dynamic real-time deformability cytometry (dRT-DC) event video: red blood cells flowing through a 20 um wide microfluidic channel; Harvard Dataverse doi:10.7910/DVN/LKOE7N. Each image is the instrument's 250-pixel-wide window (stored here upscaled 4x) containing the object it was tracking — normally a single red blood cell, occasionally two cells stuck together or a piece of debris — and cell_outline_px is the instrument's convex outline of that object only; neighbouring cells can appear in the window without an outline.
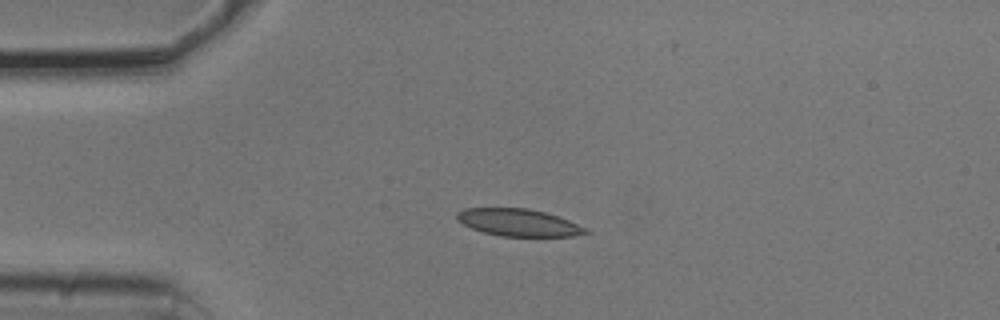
{"species": "common noctule bat (a hibernating species)", "species_latin": "Nyctalus noctula", "temperature_condition": "cold", "stored_images_in_passage": 15, "camera_frame_rate_fps": 3000, "um_per_image_px": 0.085, "animal": {"sex": "male", "body_mass_g": 20.5, "forearm_length_mm": 52.5}, "frame": {"image": 1, "passage_image": 1, "time_ms": 0.0, "image_size_px": [1000, 320], "cell_outline_px": [[592, 232], [572, 236], [500, 236], [484, 232], [472, 228], [456, 220], [456, 212], [464, 208], [528, 208], [544, 212], [568, 220], [588, 228]], "centroid_in_image_um": [44.07, 18.91], "position_along_channel_um": 40.9, "area_um2": 20.4}}
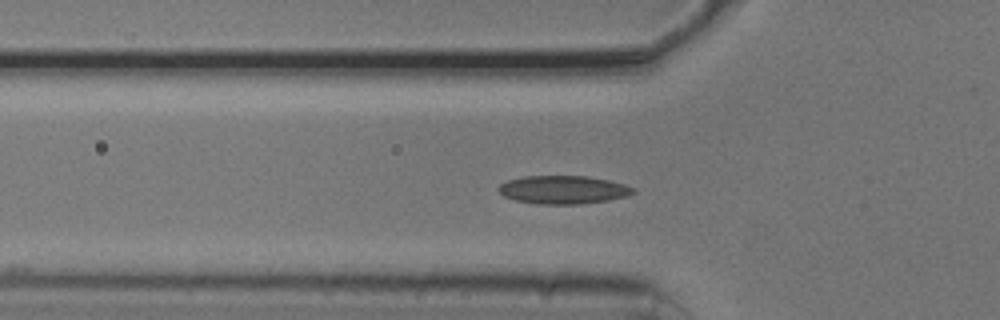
{"frame": {"image": 2, "passage_image": 6, "time_ms": 1.667, "image_size_px": [1000, 320], "cell_outline_px": [[636, 192], [628, 196], [608, 200], [580, 204], [540, 204], [516, 200], [504, 196], [500, 192], [500, 184], [508, 180], [524, 176], [588, 176], [608, 180], [624, 184], [636, 188]], "centroid_in_image_um": [47.93, 16.12], "position_along_channel_um": 77.9, "area_um2": 22.08}}